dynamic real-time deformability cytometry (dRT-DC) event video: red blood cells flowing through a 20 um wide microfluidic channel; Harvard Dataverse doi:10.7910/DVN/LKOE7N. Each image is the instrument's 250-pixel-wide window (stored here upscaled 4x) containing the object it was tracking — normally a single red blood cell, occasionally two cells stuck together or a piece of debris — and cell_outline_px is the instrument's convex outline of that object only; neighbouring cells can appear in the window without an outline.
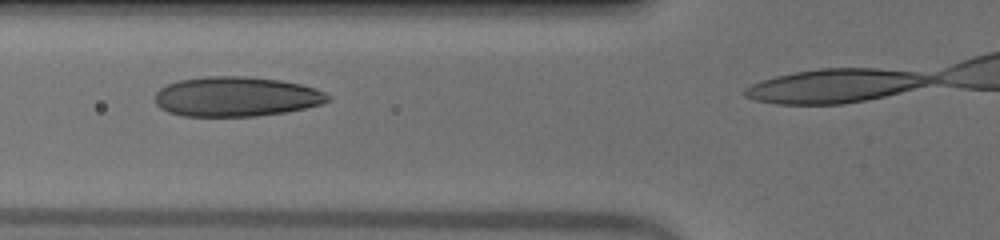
{"species": "human", "species_latin": "Homo sapiens", "temperature_condition": "warm", "stored_images_in_passage": 25, "camera_frame_rate_fps": 3000, "um_per_image_px": 0.085, "donor": {"sex": "male"}, "frame": {"image": 1, "passage_image": 6, "time_ms": 1.667, "image_size_px": [1000, 240], "cell_outline_px": [[332, 100], [320, 104], [304, 108], [284, 112], [256, 116], [180, 116], [168, 112], [160, 108], [156, 104], [156, 92], [160, 88], [168, 84], [180, 80], [208, 76], [248, 76], [280, 80], [300, 84], [316, 88], [332, 96]], "centroid_in_image_um": [20.09, 8.21], "position_along_channel_um": 105.7, "area_um2": 40.17}}
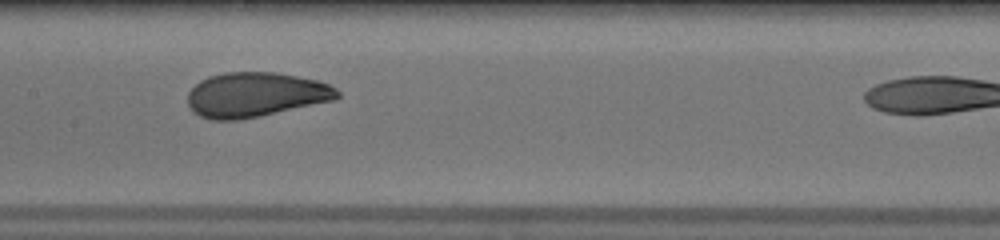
{"frame": {"image": 2, "passage_image": 12, "time_ms": 3.667, "image_size_px": [1000, 240], "cell_outline_px": [[340, 96], [336, 100], [260, 116], [236, 120], [212, 120], [200, 116], [192, 112], [188, 104], [188, 92], [200, 80], [208, 76], [224, 72], [272, 72], [296, 76], [316, 80], [328, 84], [336, 88], [340, 92]], "centroid_in_image_um": [21.71, 8.05], "position_along_channel_um": 185.7, "area_um2": 39.07}}
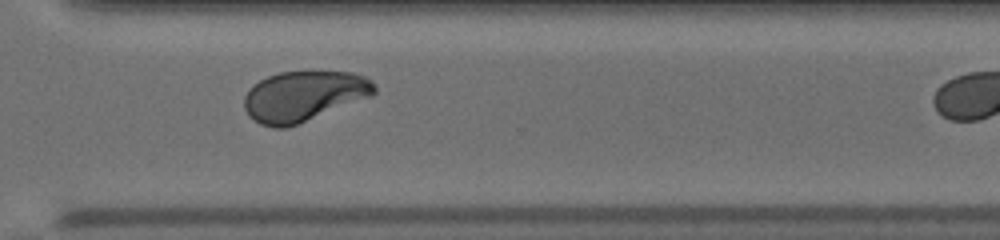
{"frame": {"image": 3, "passage_image": 24, "time_ms": 7.667, "image_size_px": [1000, 240], "cell_outline_px": [[376, 92], [372, 96], [296, 124], [284, 128], [272, 128], [260, 124], [248, 116], [244, 108], [244, 96], [260, 80], [268, 76], [280, 72], [356, 72], [372, 80], [376, 88]], "centroid_in_image_um": [25.83, 8.17], "position_along_channel_um": 344.8, "area_um2": 37.86}}